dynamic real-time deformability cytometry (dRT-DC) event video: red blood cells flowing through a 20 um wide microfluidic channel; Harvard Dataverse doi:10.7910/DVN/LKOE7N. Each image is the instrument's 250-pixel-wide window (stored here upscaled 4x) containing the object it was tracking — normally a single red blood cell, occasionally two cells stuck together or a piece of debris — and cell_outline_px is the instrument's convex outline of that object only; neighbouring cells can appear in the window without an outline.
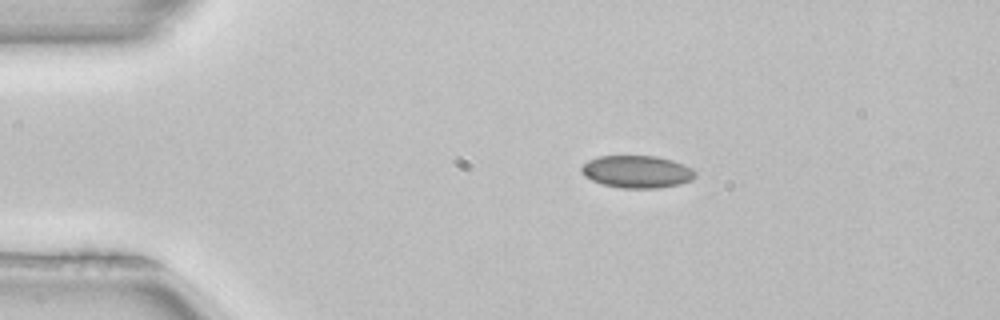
{"species": "common noctule bat (a hibernating species)", "species_latin": "Nyctalus noctula", "temperature_condition": "room temperature", "stored_images_in_passage": 42, "camera_frame_rate_fps": 3000, "um_per_image_px": 0.085, "animal": {"sex": "female", "body_mass_g": 22.7, "forearm_length_mm": 54.2}, "frame": {"image": 1, "passage_image": 1, "time_ms": 0.0, "image_size_px": [1000, 320], "cell_outline_px": [[696, 176], [692, 180], [680, 184], [656, 188], [624, 188], [600, 184], [584, 176], [580, 172], [580, 168], [588, 160], [596, 156], [656, 156], [672, 160], [684, 164], [692, 168], [696, 172]], "centroid_in_image_um": [54.13, 14.59], "position_along_channel_um": 30.9, "area_um2": 21.68}}
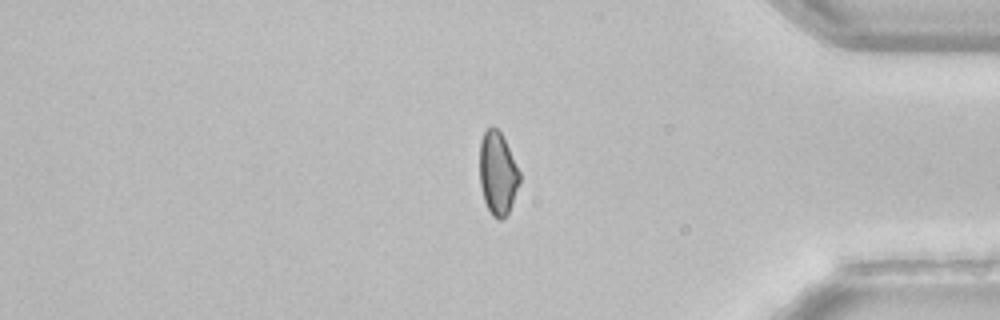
{"frame": {"image": 2, "passage_image": 34, "time_ms": 11.0, "image_size_px": [1000, 320], "cell_outline_px": [[520, 180], [508, 212], [504, 220], [496, 220], [492, 216], [484, 200], [480, 184], [480, 140], [484, 132], [492, 124], [500, 132], [520, 172]], "centroid_in_image_um": [42.28, 14.75], "position_along_channel_um": 392.9, "area_um2": 19.13}}
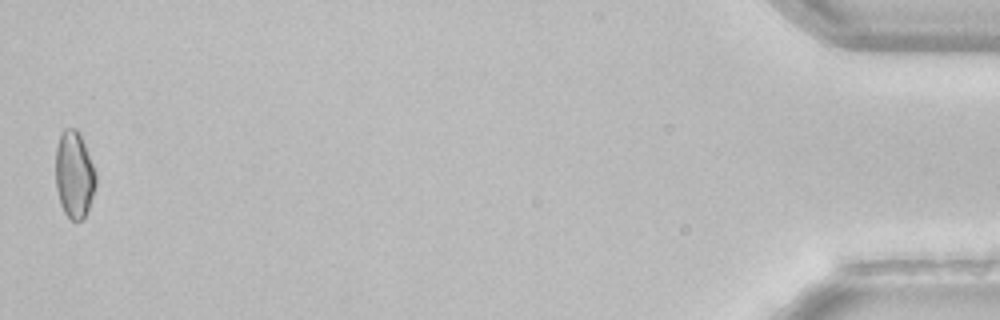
{"frame": {"image": 3, "passage_image": 42, "time_ms": 13.667, "image_size_px": [1000, 320], "cell_outline_px": [[96, 184], [84, 220], [72, 220], [64, 212], [60, 204], [56, 188], [56, 148], [60, 136], [64, 128], [76, 128], [84, 144], [96, 172]], "centroid_in_image_um": [6.3, 14.86], "position_along_channel_um": 428.9, "area_um2": 20.17}, "authors_computed_cell_mechanics": {"area_um2": 20.7791, "velocity_mm_per_s": 4.0016, "shape_relaxation_time_tau1_ms": null, "shape_relaxation_time_tau2_ms": 3.207, "deformation_change_tau1": null, "deformation_change_tau2": 0.0602}}